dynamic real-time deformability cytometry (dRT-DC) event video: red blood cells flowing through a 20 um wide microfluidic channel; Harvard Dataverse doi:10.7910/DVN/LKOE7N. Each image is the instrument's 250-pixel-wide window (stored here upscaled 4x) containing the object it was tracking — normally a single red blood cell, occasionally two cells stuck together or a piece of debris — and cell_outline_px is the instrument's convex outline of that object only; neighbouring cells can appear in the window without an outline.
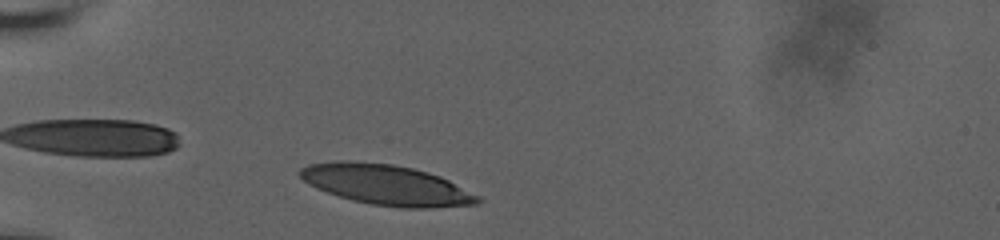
{"species": "human", "species_latin": "Homo sapiens", "temperature_condition": "room temperature", "stored_images_in_passage": 14, "camera_frame_rate_fps": 3000, "um_per_image_px": 0.085, "donor": {"sex": "male"}, "frame": {"image": 1, "passage_image": 2, "time_ms": 1.0, "image_size_px": [1000, 240], "cell_outline_px": [[484, 200], [480, 204], [432, 208], [404, 208], [372, 204], [352, 200], [316, 188], [308, 184], [296, 172], [300, 168], [308, 164], [336, 160], [348, 160], [392, 164], [412, 168], [428, 172], [440, 176], [480, 196]], "centroid_in_image_um": [32.85, 15.71], "position_along_channel_um": 52.2, "area_um2": 41.96}}
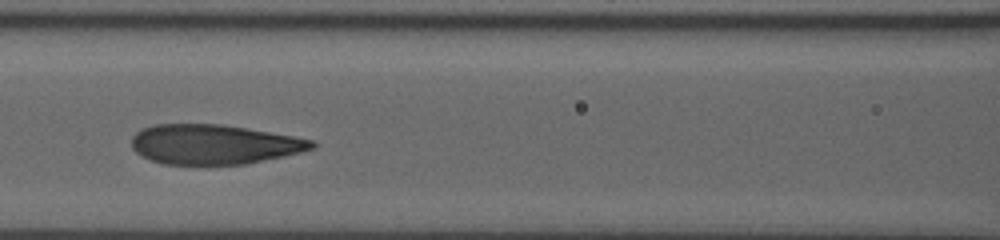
{"frame": {"image": 2, "passage_image": 7, "time_ms": 4.333, "image_size_px": [1000, 240], "cell_outline_px": [[316, 148], [284, 156], [244, 164], [164, 164], [152, 160], [136, 152], [132, 148], [132, 136], [140, 128], [152, 124], [220, 124], [248, 128], [292, 136], [312, 140], [316, 144]], "centroid_in_image_um": [18.16, 12.26], "position_along_channel_um": 148.4, "area_um2": 41.62}}
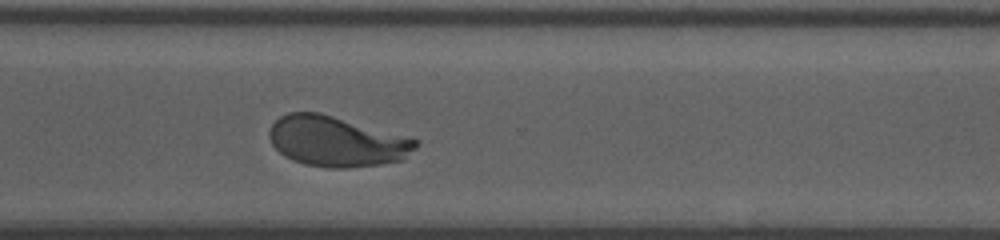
{"frame": {"image": 3, "passage_image": 14, "time_ms": 9.667, "image_size_px": [1000, 240], "cell_outline_px": [[420, 144], [404, 160], [380, 164], [348, 168], [328, 168], [304, 164], [292, 160], [284, 156], [272, 144], [268, 136], [268, 132], [272, 124], [280, 116], [288, 112], [320, 112], [420, 140]], "centroid_in_image_um": [28.61, 12.02], "position_along_channel_um": 342.0, "area_um2": 43.18}}